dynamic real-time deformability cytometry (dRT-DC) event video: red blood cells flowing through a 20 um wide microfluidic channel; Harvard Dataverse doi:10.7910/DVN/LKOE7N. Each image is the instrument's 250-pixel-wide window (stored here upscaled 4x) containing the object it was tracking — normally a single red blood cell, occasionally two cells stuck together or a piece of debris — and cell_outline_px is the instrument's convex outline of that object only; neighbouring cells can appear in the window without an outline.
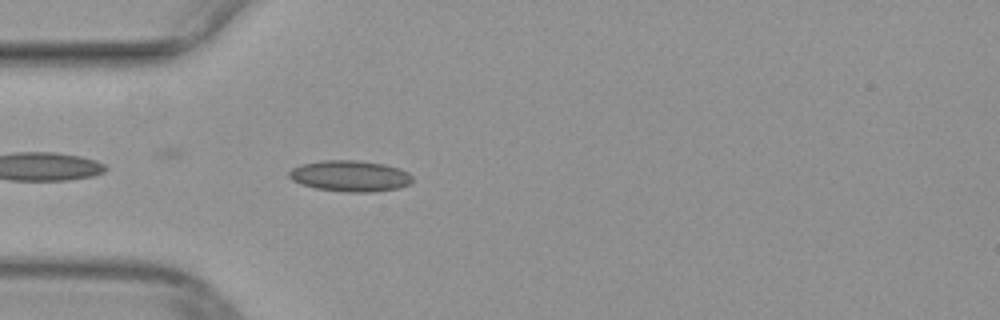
{"species": "common noctule bat (a hibernating species)", "species_latin": "Nyctalus noctula", "temperature_condition": "warm", "stored_images_in_passage": 25, "camera_frame_rate_fps": 3000, "um_per_image_px": 0.085, "animal": {"sex": "female", "body_mass_g": 29.2, "forearm_length_mm": 56.3}, "frame": {"image": 1, "passage_image": 2, "time_ms": 0.333, "image_size_px": [1000, 320], "cell_outline_px": [[412, 180], [408, 184], [400, 188], [372, 192], [344, 192], [316, 188], [300, 184], [292, 180], [288, 176], [288, 172], [292, 168], [300, 164], [324, 160], [360, 160], [384, 164], [400, 168], [408, 172], [412, 176]], "centroid_in_image_um": [29.75, 14.95], "position_along_channel_um": 55.3, "area_um2": 22.54}}
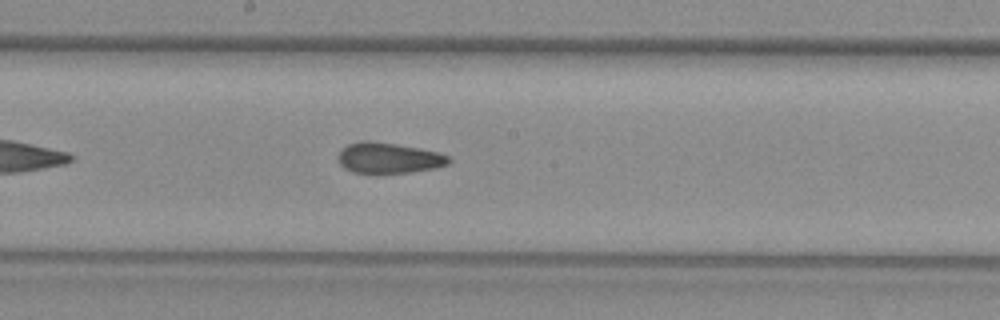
{"frame": {"image": 2, "passage_image": 14, "time_ms": 4.333, "image_size_px": [1000, 320], "cell_outline_px": [[452, 160], [448, 164], [436, 168], [412, 172], [380, 176], [372, 176], [352, 172], [344, 168], [340, 164], [336, 156], [348, 144], [360, 140], [368, 140], [396, 144], [420, 148], [440, 152], [448, 156]], "centroid_in_image_um": [33.02, 13.47], "position_along_channel_um": 215.2, "area_um2": 20.75}}
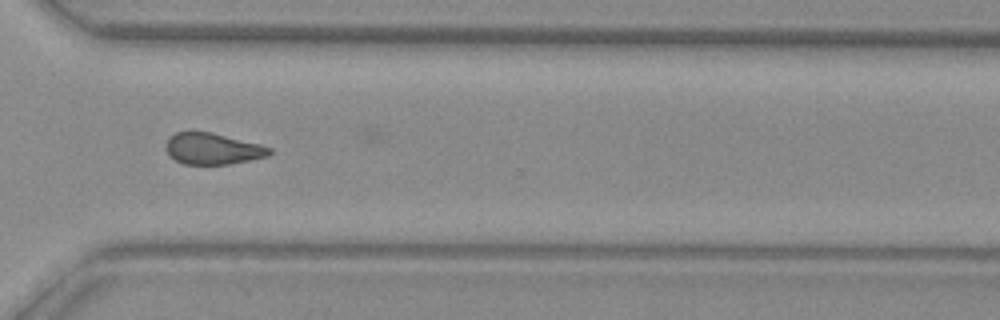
{"frame": {"image": 3, "passage_image": 24, "time_ms": 7.667, "image_size_px": [1000, 320], "cell_outline_px": [[272, 152], [268, 156], [228, 164], [184, 164], [168, 156], [164, 148], [168, 140], [176, 132], [208, 132], [260, 144], [272, 148]], "centroid_in_image_um": [18.06, 12.65], "position_along_channel_um": 352.5, "area_um2": 18.67}}